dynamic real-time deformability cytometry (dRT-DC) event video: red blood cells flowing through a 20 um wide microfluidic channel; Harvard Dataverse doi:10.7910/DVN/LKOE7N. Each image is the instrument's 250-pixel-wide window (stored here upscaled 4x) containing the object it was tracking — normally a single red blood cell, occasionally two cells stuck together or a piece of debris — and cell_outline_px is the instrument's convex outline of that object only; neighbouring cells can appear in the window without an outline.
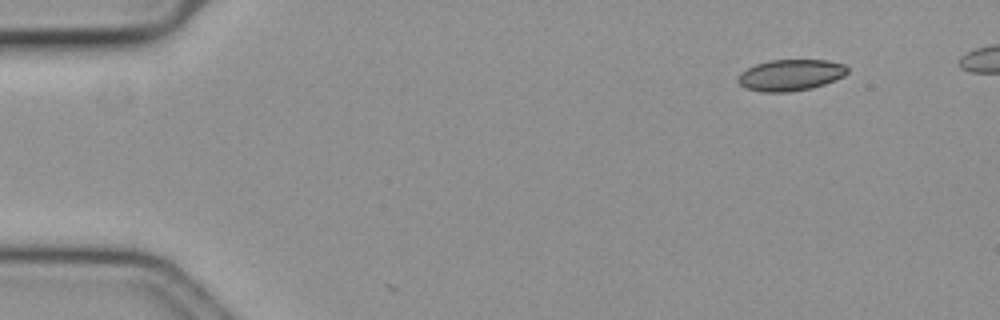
{"species": "common noctule bat (a hibernating species)", "species_latin": "Nyctalus noctula", "temperature_condition": "cold", "stored_images_in_passage": 3, "camera_frame_rate_fps": 3000, "um_per_image_px": 0.085, "animal": {"sex": "female", "body_mass_g": 19.3, "forearm_length_mm": 54.1}, "frame": {"image": 1, "passage_image": 1, "time_ms": 0.0, "image_size_px": [1000, 320], "cell_outline_px": [[848, 72], [844, 76], [824, 84], [812, 88], [788, 92], [760, 92], [744, 88], [736, 80], [740, 72], [756, 64], [768, 60], [828, 60], [844, 64], [848, 68]], "centroid_in_image_um": [67.17, 6.38], "position_along_channel_um": 17.8, "area_um2": 20.11}}